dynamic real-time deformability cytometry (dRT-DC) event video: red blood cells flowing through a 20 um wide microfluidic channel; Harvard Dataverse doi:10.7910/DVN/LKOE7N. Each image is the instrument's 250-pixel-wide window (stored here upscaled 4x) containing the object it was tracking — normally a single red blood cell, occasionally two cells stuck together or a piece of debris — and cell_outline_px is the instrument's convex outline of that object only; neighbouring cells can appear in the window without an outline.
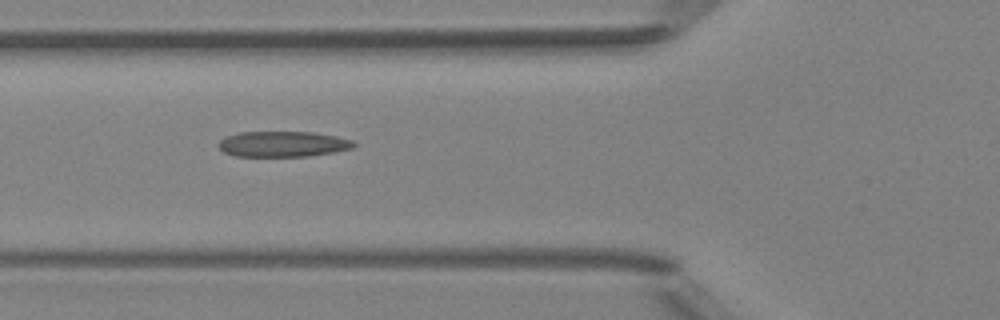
{"species": "Egyptian fruit bat (a non-hibernating species)", "species_latin": "Rousettus aegyptiacus", "temperature_condition": "room temperature", "stored_images_in_passage": 5, "camera_frame_rate_fps": 3000, "um_per_image_px": 0.085, "animal": {"sex": "female"}, "frame": {"image": 1, "passage_image": 5, "time_ms": 4.667, "image_size_px": [1000, 320], "cell_outline_px": [[356, 144], [352, 148], [332, 152], [308, 156], [236, 156], [224, 152], [216, 144], [224, 136], [240, 132], [312, 132], [336, 136], [352, 140]], "centroid_in_image_um": [24.0, 12.24], "position_along_channel_um": 101.8, "area_um2": 20.11}}